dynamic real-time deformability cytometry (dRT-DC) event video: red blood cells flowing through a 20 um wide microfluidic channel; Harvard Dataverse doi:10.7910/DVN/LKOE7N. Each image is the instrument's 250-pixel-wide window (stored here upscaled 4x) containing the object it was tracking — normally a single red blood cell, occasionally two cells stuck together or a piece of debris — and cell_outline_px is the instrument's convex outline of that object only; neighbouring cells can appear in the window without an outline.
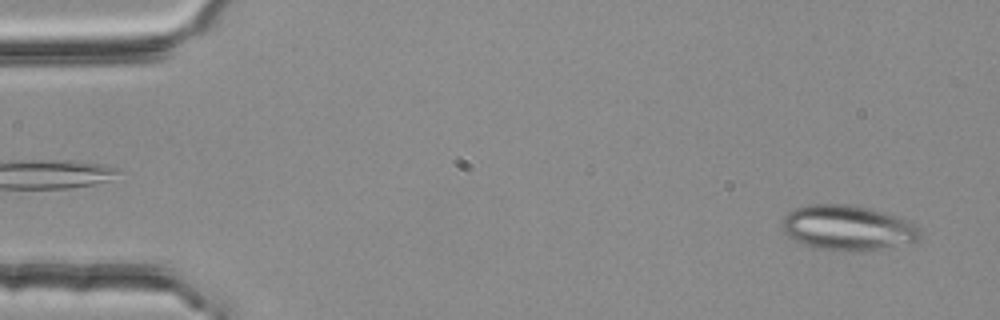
{"species": "common noctule bat (a hibernating species)", "species_latin": "Nyctalus noctula", "temperature_condition": "room temperature", "stored_images_in_passage": 52, "segment_of_instrument_passage": [1, 2], "camera_frame_rate_fps": 3000, "um_per_image_px": 0.085, "animal": {"sex": "female", "body_mass_g": 25.1}, "frame": {"image": 1, "passage_image": 2, "time_ms": 0.333, "image_size_px": [1000, 320], "cell_outline_px": [[920, 236], [916, 240], [880, 248], [860, 252], [840, 252], [820, 248], [804, 244], [788, 236], [780, 228], [780, 224], [784, 216], [788, 212], [796, 208], [808, 204], [848, 204], [884, 212], [908, 220], [916, 224], [920, 228]], "centroid_in_image_um": [72.01, 19.36], "position_along_channel_um": 13.0, "area_um2": 36.18}}